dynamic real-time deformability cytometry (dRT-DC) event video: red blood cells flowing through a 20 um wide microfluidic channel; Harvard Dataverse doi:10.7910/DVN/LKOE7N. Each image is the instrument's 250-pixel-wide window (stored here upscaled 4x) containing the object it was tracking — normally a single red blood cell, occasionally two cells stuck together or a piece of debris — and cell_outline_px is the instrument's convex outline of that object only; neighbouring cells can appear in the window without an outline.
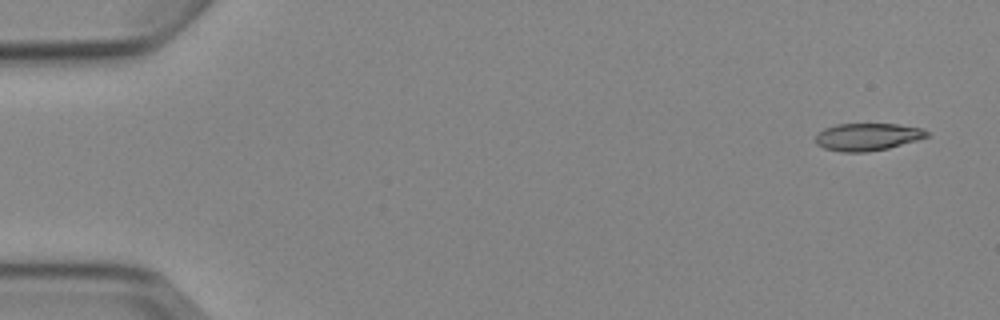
{"species": "Egyptian fruit bat (a non-hibernating species)", "species_latin": "Rousettus aegyptiacus", "temperature_condition": "cold", "stored_images_in_passage": 6, "camera_frame_rate_fps": 3000, "um_per_image_px": 0.085, "animal": {"sex": "female"}, "frame": {"image": 1, "passage_image": 1, "time_ms": 0.0, "image_size_px": [1000, 320], "cell_outline_px": [[928, 136], [916, 140], [888, 148], [868, 152], [840, 152], [824, 148], [816, 144], [816, 136], [824, 128], [836, 124], [896, 124], [924, 128], [928, 132]], "centroid_in_image_um": [73.72, 11.63], "position_along_channel_um": 11.3, "area_um2": 17.74}}
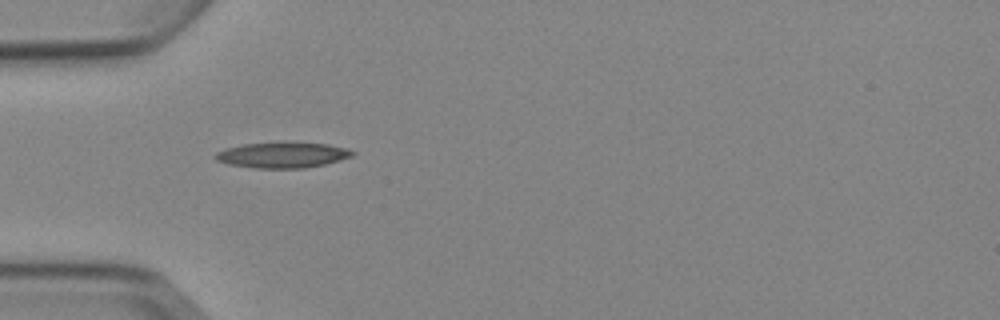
{"frame": {"image": 2, "passage_image": 5, "time_ms": 4.667, "image_size_px": [1000, 320], "cell_outline_px": [[356, 152], [352, 156], [340, 160], [324, 164], [304, 168], [256, 168], [228, 164], [216, 160], [212, 156], [216, 152], [224, 148], [244, 144], [280, 140], [288, 140], [328, 144], [348, 148]], "centroid_in_image_um": [24.0, 13.13], "position_along_channel_um": 61.0, "area_um2": 21.27}}
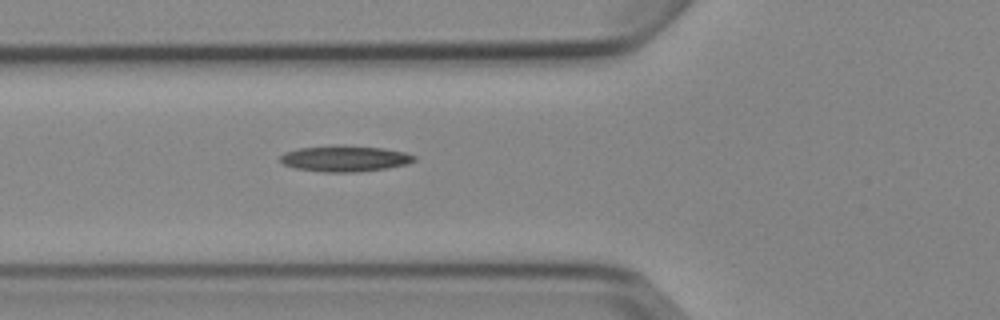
{"frame": {"image": 3, "passage_image": 6, "time_ms": 5.667, "image_size_px": [1000, 320], "cell_outline_px": [[416, 160], [408, 164], [388, 168], [356, 172], [320, 172], [296, 168], [284, 164], [280, 160], [280, 156], [284, 152], [300, 148], [340, 144], [344, 144], [384, 148], [404, 152], [416, 156]], "centroid_in_image_um": [29.33, 13.47], "position_along_channel_um": 96.5, "area_um2": 20.58}}